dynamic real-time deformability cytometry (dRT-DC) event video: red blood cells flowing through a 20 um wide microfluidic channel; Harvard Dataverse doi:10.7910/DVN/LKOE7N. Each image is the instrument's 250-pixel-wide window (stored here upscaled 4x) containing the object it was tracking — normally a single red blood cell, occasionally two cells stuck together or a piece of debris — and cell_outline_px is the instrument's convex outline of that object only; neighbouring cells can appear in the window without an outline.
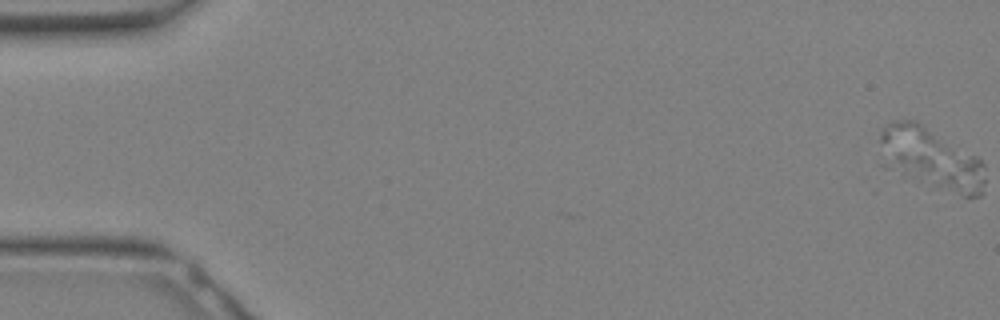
{"species": "Egyptian fruit bat (a non-hibernating species)", "species_latin": "Rousettus aegyptiacus", "temperature_condition": "warm", "stored_images_in_passage": 10, "segment_of_instrument_passage": [1, 2], "camera_frame_rate_fps": 3000, "um_per_image_px": 0.085, "animal": {"sex": "female"}, "frame": {"image": 1, "passage_image": 1, "time_ms": 0.0, "image_size_px": [1000, 320], "cell_outline_px": [[984, 192], [980, 196], [964, 196], [932, 188], [884, 168], [876, 164], [880, 128], [896, 120], [916, 120], [976, 156], [984, 164]], "centroid_in_image_um": [79.0, 13.49], "position_along_channel_um": 6.0, "area_um2": 39.02}}